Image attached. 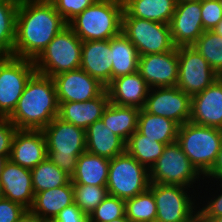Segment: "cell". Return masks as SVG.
Listing matches in <instances>:
<instances>
[{
	"label": "cell",
	"mask_w": 222,
	"mask_h": 222,
	"mask_svg": "<svg viewBox=\"0 0 222 222\" xmlns=\"http://www.w3.org/2000/svg\"><path fill=\"white\" fill-rule=\"evenodd\" d=\"M67 25L50 0H20L12 56L34 61Z\"/></svg>",
	"instance_id": "cell-1"
},
{
	"label": "cell",
	"mask_w": 222,
	"mask_h": 222,
	"mask_svg": "<svg viewBox=\"0 0 222 222\" xmlns=\"http://www.w3.org/2000/svg\"><path fill=\"white\" fill-rule=\"evenodd\" d=\"M58 115L59 103L53 78L35 72L8 119L18 130H43Z\"/></svg>",
	"instance_id": "cell-2"
},
{
	"label": "cell",
	"mask_w": 222,
	"mask_h": 222,
	"mask_svg": "<svg viewBox=\"0 0 222 222\" xmlns=\"http://www.w3.org/2000/svg\"><path fill=\"white\" fill-rule=\"evenodd\" d=\"M123 0H96L68 26L84 42L109 40L121 32Z\"/></svg>",
	"instance_id": "cell-3"
},
{
	"label": "cell",
	"mask_w": 222,
	"mask_h": 222,
	"mask_svg": "<svg viewBox=\"0 0 222 222\" xmlns=\"http://www.w3.org/2000/svg\"><path fill=\"white\" fill-rule=\"evenodd\" d=\"M42 131L46 139L47 158L71 177L79 156L86 151L85 130L57 116Z\"/></svg>",
	"instance_id": "cell-4"
},
{
	"label": "cell",
	"mask_w": 222,
	"mask_h": 222,
	"mask_svg": "<svg viewBox=\"0 0 222 222\" xmlns=\"http://www.w3.org/2000/svg\"><path fill=\"white\" fill-rule=\"evenodd\" d=\"M176 141L190 162L205 176L216 162L222 129L186 122L179 126Z\"/></svg>",
	"instance_id": "cell-5"
},
{
	"label": "cell",
	"mask_w": 222,
	"mask_h": 222,
	"mask_svg": "<svg viewBox=\"0 0 222 222\" xmlns=\"http://www.w3.org/2000/svg\"><path fill=\"white\" fill-rule=\"evenodd\" d=\"M83 41L67 25L34 60L36 72L53 77L80 68Z\"/></svg>",
	"instance_id": "cell-6"
},
{
	"label": "cell",
	"mask_w": 222,
	"mask_h": 222,
	"mask_svg": "<svg viewBox=\"0 0 222 222\" xmlns=\"http://www.w3.org/2000/svg\"><path fill=\"white\" fill-rule=\"evenodd\" d=\"M149 172L150 183L180 185L197 191L204 181V176L190 162L177 141L165 146Z\"/></svg>",
	"instance_id": "cell-7"
},
{
	"label": "cell",
	"mask_w": 222,
	"mask_h": 222,
	"mask_svg": "<svg viewBox=\"0 0 222 222\" xmlns=\"http://www.w3.org/2000/svg\"><path fill=\"white\" fill-rule=\"evenodd\" d=\"M150 172L127 152L110 159L107 192L126 201L149 189Z\"/></svg>",
	"instance_id": "cell-8"
},
{
	"label": "cell",
	"mask_w": 222,
	"mask_h": 222,
	"mask_svg": "<svg viewBox=\"0 0 222 222\" xmlns=\"http://www.w3.org/2000/svg\"><path fill=\"white\" fill-rule=\"evenodd\" d=\"M157 219L163 222H187L198 213V191L180 185L150 183Z\"/></svg>",
	"instance_id": "cell-9"
},
{
	"label": "cell",
	"mask_w": 222,
	"mask_h": 222,
	"mask_svg": "<svg viewBox=\"0 0 222 222\" xmlns=\"http://www.w3.org/2000/svg\"><path fill=\"white\" fill-rule=\"evenodd\" d=\"M35 72L33 60L15 56H3L0 59V117L8 118L12 114Z\"/></svg>",
	"instance_id": "cell-10"
},
{
	"label": "cell",
	"mask_w": 222,
	"mask_h": 222,
	"mask_svg": "<svg viewBox=\"0 0 222 222\" xmlns=\"http://www.w3.org/2000/svg\"><path fill=\"white\" fill-rule=\"evenodd\" d=\"M122 33L137 48L139 56L173 50L170 24L142 18L122 17Z\"/></svg>",
	"instance_id": "cell-11"
},
{
	"label": "cell",
	"mask_w": 222,
	"mask_h": 222,
	"mask_svg": "<svg viewBox=\"0 0 222 222\" xmlns=\"http://www.w3.org/2000/svg\"><path fill=\"white\" fill-rule=\"evenodd\" d=\"M178 63L176 86L191 97L204 91L220 77L193 46L178 47Z\"/></svg>",
	"instance_id": "cell-12"
},
{
	"label": "cell",
	"mask_w": 222,
	"mask_h": 222,
	"mask_svg": "<svg viewBox=\"0 0 222 222\" xmlns=\"http://www.w3.org/2000/svg\"><path fill=\"white\" fill-rule=\"evenodd\" d=\"M143 109L150 114L171 119L181 126L190 120L191 96L177 86L150 88Z\"/></svg>",
	"instance_id": "cell-13"
},
{
	"label": "cell",
	"mask_w": 222,
	"mask_h": 222,
	"mask_svg": "<svg viewBox=\"0 0 222 222\" xmlns=\"http://www.w3.org/2000/svg\"><path fill=\"white\" fill-rule=\"evenodd\" d=\"M58 102H85L98 97L106 87L81 68L52 77Z\"/></svg>",
	"instance_id": "cell-14"
},
{
	"label": "cell",
	"mask_w": 222,
	"mask_h": 222,
	"mask_svg": "<svg viewBox=\"0 0 222 222\" xmlns=\"http://www.w3.org/2000/svg\"><path fill=\"white\" fill-rule=\"evenodd\" d=\"M138 72L150 88L176 86L179 76L178 47L164 53L139 56Z\"/></svg>",
	"instance_id": "cell-15"
},
{
	"label": "cell",
	"mask_w": 222,
	"mask_h": 222,
	"mask_svg": "<svg viewBox=\"0 0 222 222\" xmlns=\"http://www.w3.org/2000/svg\"><path fill=\"white\" fill-rule=\"evenodd\" d=\"M201 1L178 3L170 22L173 44L192 46L203 34Z\"/></svg>",
	"instance_id": "cell-16"
},
{
	"label": "cell",
	"mask_w": 222,
	"mask_h": 222,
	"mask_svg": "<svg viewBox=\"0 0 222 222\" xmlns=\"http://www.w3.org/2000/svg\"><path fill=\"white\" fill-rule=\"evenodd\" d=\"M189 122L222 129V77L191 97Z\"/></svg>",
	"instance_id": "cell-17"
},
{
	"label": "cell",
	"mask_w": 222,
	"mask_h": 222,
	"mask_svg": "<svg viewBox=\"0 0 222 222\" xmlns=\"http://www.w3.org/2000/svg\"><path fill=\"white\" fill-rule=\"evenodd\" d=\"M48 156L42 130H17L9 159L21 167L32 169Z\"/></svg>",
	"instance_id": "cell-18"
},
{
	"label": "cell",
	"mask_w": 222,
	"mask_h": 222,
	"mask_svg": "<svg viewBox=\"0 0 222 222\" xmlns=\"http://www.w3.org/2000/svg\"><path fill=\"white\" fill-rule=\"evenodd\" d=\"M106 90L111 103L143 109L150 87L140 73L135 72L112 79Z\"/></svg>",
	"instance_id": "cell-19"
},
{
	"label": "cell",
	"mask_w": 222,
	"mask_h": 222,
	"mask_svg": "<svg viewBox=\"0 0 222 222\" xmlns=\"http://www.w3.org/2000/svg\"><path fill=\"white\" fill-rule=\"evenodd\" d=\"M0 183L4 198L30 209L34 200L31 169L21 167L10 159L1 174Z\"/></svg>",
	"instance_id": "cell-20"
},
{
	"label": "cell",
	"mask_w": 222,
	"mask_h": 222,
	"mask_svg": "<svg viewBox=\"0 0 222 222\" xmlns=\"http://www.w3.org/2000/svg\"><path fill=\"white\" fill-rule=\"evenodd\" d=\"M80 68L106 87L111 82L112 50L110 49V39L84 41Z\"/></svg>",
	"instance_id": "cell-21"
},
{
	"label": "cell",
	"mask_w": 222,
	"mask_h": 222,
	"mask_svg": "<svg viewBox=\"0 0 222 222\" xmlns=\"http://www.w3.org/2000/svg\"><path fill=\"white\" fill-rule=\"evenodd\" d=\"M58 117L65 122L86 130L95 121L100 120L110 103L105 89L98 97L85 102H58Z\"/></svg>",
	"instance_id": "cell-22"
},
{
	"label": "cell",
	"mask_w": 222,
	"mask_h": 222,
	"mask_svg": "<svg viewBox=\"0 0 222 222\" xmlns=\"http://www.w3.org/2000/svg\"><path fill=\"white\" fill-rule=\"evenodd\" d=\"M86 151L112 159L126 152V142L105 126L102 119L95 121L86 130Z\"/></svg>",
	"instance_id": "cell-23"
},
{
	"label": "cell",
	"mask_w": 222,
	"mask_h": 222,
	"mask_svg": "<svg viewBox=\"0 0 222 222\" xmlns=\"http://www.w3.org/2000/svg\"><path fill=\"white\" fill-rule=\"evenodd\" d=\"M73 203L74 188L70 180L64 186L36 193L29 210L42 219H49L55 218L61 210Z\"/></svg>",
	"instance_id": "cell-24"
},
{
	"label": "cell",
	"mask_w": 222,
	"mask_h": 222,
	"mask_svg": "<svg viewBox=\"0 0 222 222\" xmlns=\"http://www.w3.org/2000/svg\"><path fill=\"white\" fill-rule=\"evenodd\" d=\"M122 17H134L170 24L175 12L176 0H123Z\"/></svg>",
	"instance_id": "cell-25"
},
{
	"label": "cell",
	"mask_w": 222,
	"mask_h": 222,
	"mask_svg": "<svg viewBox=\"0 0 222 222\" xmlns=\"http://www.w3.org/2000/svg\"><path fill=\"white\" fill-rule=\"evenodd\" d=\"M110 159L92 154L82 153L71 176L72 185L106 186Z\"/></svg>",
	"instance_id": "cell-26"
},
{
	"label": "cell",
	"mask_w": 222,
	"mask_h": 222,
	"mask_svg": "<svg viewBox=\"0 0 222 222\" xmlns=\"http://www.w3.org/2000/svg\"><path fill=\"white\" fill-rule=\"evenodd\" d=\"M112 50L111 80L138 72L139 53L122 31L110 39Z\"/></svg>",
	"instance_id": "cell-27"
},
{
	"label": "cell",
	"mask_w": 222,
	"mask_h": 222,
	"mask_svg": "<svg viewBox=\"0 0 222 222\" xmlns=\"http://www.w3.org/2000/svg\"><path fill=\"white\" fill-rule=\"evenodd\" d=\"M179 125L171 119L157 116L140 109L137 130L145 137L159 143L171 144L176 142Z\"/></svg>",
	"instance_id": "cell-28"
},
{
	"label": "cell",
	"mask_w": 222,
	"mask_h": 222,
	"mask_svg": "<svg viewBox=\"0 0 222 222\" xmlns=\"http://www.w3.org/2000/svg\"><path fill=\"white\" fill-rule=\"evenodd\" d=\"M139 111L136 107L118 106L110 102L101 119L109 130L127 142L137 131Z\"/></svg>",
	"instance_id": "cell-29"
},
{
	"label": "cell",
	"mask_w": 222,
	"mask_h": 222,
	"mask_svg": "<svg viewBox=\"0 0 222 222\" xmlns=\"http://www.w3.org/2000/svg\"><path fill=\"white\" fill-rule=\"evenodd\" d=\"M166 144L143 136L138 130L126 142V152L149 170L161 157Z\"/></svg>",
	"instance_id": "cell-30"
},
{
	"label": "cell",
	"mask_w": 222,
	"mask_h": 222,
	"mask_svg": "<svg viewBox=\"0 0 222 222\" xmlns=\"http://www.w3.org/2000/svg\"><path fill=\"white\" fill-rule=\"evenodd\" d=\"M34 194L55 187L64 186L71 177L46 158L31 169Z\"/></svg>",
	"instance_id": "cell-31"
},
{
	"label": "cell",
	"mask_w": 222,
	"mask_h": 222,
	"mask_svg": "<svg viewBox=\"0 0 222 222\" xmlns=\"http://www.w3.org/2000/svg\"><path fill=\"white\" fill-rule=\"evenodd\" d=\"M20 0H0V55L12 56Z\"/></svg>",
	"instance_id": "cell-32"
},
{
	"label": "cell",
	"mask_w": 222,
	"mask_h": 222,
	"mask_svg": "<svg viewBox=\"0 0 222 222\" xmlns=\"http://www.w3.org/2000/svg\"><path fill=\"white\" fill-rule=\"evenodd\" d=\"M204 186L206 188H204ZM202 190L204 195L202 193ZM198 213L206 222H211L214 218L222 215V181H217V182L211 180L203 181L200 191H198Z\"/></svg>",
	"instance_id": "cell-33"
},
{
	"label": "cell",
	"mask_w": 222,
	"mask_h": 222,
	"mask_svg": "<svg viewBox=\"0 0 222 222\" xmlns=\"http://www.w3.org/2000/svg\"><path fill=\"white\" fill-rule=\"evenodd\" d=\"M125 216L130 222H150L157 217L156 201L148 189L125 201Z\"/></svg>",
	"instance_id": "cell-34"
},
{
	"label": "cell",
	"mask_w": 222,
	"mask_h": 222,
	"mask_svg": "<svg viewBox=\"0 0 222 222\" xmlns=\"http://www.w3.org/2000/svg\"><path fill=\"white\" fill-rule=\"evenodd\" d=\"M206 59L211 68L222 77V36L213 30L204 31L192 45Z\"/></svg>",
	"instance_id": "cell-35"
},
{
	"label": "cell",
	"mask_w": 222,
	"mask_h": 222,
	"mask_svg": "<svg viewBox=\"0 0 222 222\" xmlns=\"http://www.w3.org/2000/svg\"><path fill=\"white\" fill-rule=\"evenodd\" d=\"M74 203L89 216L108 195L106 186L73 185Z\"/></svg>",
	"instance_id": "cell-36"
},
{
	"label": "cell",
	"mask_w": 222,
	"mask_h": 222,
	"mask_svg": "<svg viewBox=\"0 0 222 222\" xmlns=\"http://www.w3.org/2000/svg\"><path fill=\"white\" fill-rule=\"evenodd\" d=\"M125 215V201L108 194L89 215L90 222H107Z\"/></svg>",
	"instance_id": "cell-37"
},
{
	"label": "cell",
	"mask_w": 222,
	"mask_h": 222,
	"mask_svg": "<svg viewBox=\"0 0 222 222\" xmlns=\"http://www.w3.org/2000/svg\"><path fill=\"white\" fill-rule=\"evenodd\" d=\"M56 11L68 24L73 18L90 7L96 0H50Z\"/></svg>",
	"instance_id": "cell-38"
},
{
	"label": "cell",
	"mask_w": 222,
	"mask_h": 222,
	"mask_svg": "<svg viewBox=\"0 0 222 222\" xmlns=\"http://www.w3.org/2000/svg\"><path fill=\"white\" fill-rule=\"evenodd\" d=\"M201 9L204 31L214 30L222 20V8L219 0H201Z\"/></svg>",
	"instance_id": "cell-39"
},
{
	"label": "cell",
	"mask_w": 222,
	"mask_h": 222,
	"mask_svg": "<svg viewBox=\"0 0 222 222\" xmlns=\"http://www.w3.org/2000/svg\"><path fill=\"white\" fill-rule=\"evenodd\" d=\"M17 130L8 118L0 117V155L10 157L13 138Z\"/></svg>",
	"instance_id": "cell-40"
},
{
	"label": "cell",
	"mask_w": 222,
	"mask_h": 222,
	"mask_svg": "<svg viewBox=\"0 0 222 222\" xmlns=\"http://www.w3.org/2000/svg\"><path fill=\"white\" fill-rule=\"evenodd\" d=\"M27 209L7 198L0 199V222H16Z\"/></svg>",
	"instance_id": "cell-41"
},
{
	"label": "cell",
	"mask_w": 222,
	"mask_h": 222,
	"mask_svg": "<svg viewBox=\"0 0 222 222\" xmlns=\"http://www.w3.org/2000/svg\"><path fill=\"white\" fill-rule=\"evenodd\" d=\"M55 219L59 222H90L89 216L85 215L75 203L61 210Z\"/></svg>",
	"instance_id": "cell-42"
},
{
	"label": "cell",
	"mask_w": 222,
	"mask_h": 222,
	"mask_svg": "<svg viewBox=\"0 0 222 222\" xmlns=\"http://www.w3.org/2000/svg\"><path fill=\"white\" fill-rule=\"evenodd\" d=\"M204 180L222 181V143L215 164L204 176Z\"/></svg>",
	"instance_id": "cell-43"
},
{
	"label": "cell",
	"mask_w": 222,
	"mask_h": 222,
	"mask_svg": "<svg viewBox=\"0 0 222 222\" xmlns=\"http://www.w3.org/2000/svg\"><path fill=\"white\" fill-rule=\"evenodd\" d=\"M16 222H42V218L30 210H26Z\"/></svg>",
	"instance_id": "cell-44"
},
{
	"label": "cell",
	"mask_w": 222,
	"mask_h": 222,
	"mask_svg": "<svg viewBox=\"0 0 222 222\" xmlns=\"http://www.w3.org/2000/svg\"><path fill=\"white\" fill-rule=\"evenodd\" d=\"M8 160H9V158L7 156L0 155V178H1V174L3 172V168Z\"/></svg>",
	"instance_id": "cell-45"
},
{
	"label": "cell",
	"mask_w": 222,
	"mask_h": 222,
	"mask_svg": "<svg viewBox=\"0 0 222 222\" xmlns=\"http://www.w3.org/2000/svg\"><path fill=\"white\" fill-rule=\"evenodd\" d=\"M187 222H206L199 213L190 218Z\"/></svg>",
	"instance_id": "cell-46"
},
{
	"label": "cell",
	"mask_w": 222,
	"mask_h": 222,
	"mask_svg": "<svg viewBox=\"0 0 222 222\" xmlns=\"http://www.w3.org/2000/svg\"><path fill=\"white\" fill-rule=\"evenodd\" d=\"M213 31L216 32L219 36H222V20L217 24Z\"/></svg>",
	"instance_id": "cell-47"
},
{
	"label": "cell",
	"mask_w": 222,
	"mask_h": 222,
	"mask_svg": "<svg viewBox=\"0 0 222 222\" xmlns=\"http://www.w3.org/2000/svg\"><path fill=\"white\" fill-rule=\"evenodd\" d=\"M107 222H130V220L124 215L123 217Z\"/></svg>",
	"instance_id": "cell-48"
},
{
	"label": "cell",
	"mask_w": 222,
	"mask_h": 222,
	"mask_svg": "<svg viewBox=\"0 0 222 222\" xmlns=\"http://www.w3.org/2000/svg\"><path fill=\"white\" fill-rule=\"evenodd\" d=\"M42 222H59L55 218L42 219Z\"/></svg>",
	"instance_id": "cell-49"
},
{
	"label": "cell",
	"mask_w": 222,
	"mask_h": 222,
	"mask_svg": "<svg viewBox=\"0 0 222 222\" xmlns=\"http://www.w3.org/2000/svg\"><path fill=\"white\" fill-rule=\"evenodd\" d=\"M211 222H222V215L214 218Z\"/></svg>",
	"instance_id": "cell-50"
},
{
	"label": "cell",
	"mask_w": 222,
	"mask_h": 222,
	"mask_svg": "<svg viewBox=\"0 0 222 222\" xmlns=\"http://www.w3.org/2000/svg\"><path fill=\"white\" fill-rule=\"evenodd\" d=\"M190 1H201V0H176L177 4L183 3V2H190Z\"/></svg>",
	"instance_id": "cell-51"
},
{
	"label": "cell",
	"mask_w": 222,
	"mask_h": 222,
	"mask_svg": "<svg viewBox=\"0 0 222 222\" xmlns=\"http://www.w3.org/2000/svg\"><path fill=\"white\" fill-rule=\"evenodd\" d=\"M4 198V194H3V188L2 185L0 183V199Z\"/></svg>",
	"instance_id": "cell-52"
},
{
	"label": "cell",
	"mask_w": 222,
	"mask_h": 222,
	"mask_svg": "<svg viewBox=\"0 0 222 222\" xmlns=\"http://www.w3.org/2000/svg\"><path fill=\"white\" fill-rule=\"evenodd\" d=\"M150 222H163L162 220H159V219H157V218H155V219H153L152 221H150Z\"/></svg>",
	"instance_id": "cell-53"
}]
</instances>
